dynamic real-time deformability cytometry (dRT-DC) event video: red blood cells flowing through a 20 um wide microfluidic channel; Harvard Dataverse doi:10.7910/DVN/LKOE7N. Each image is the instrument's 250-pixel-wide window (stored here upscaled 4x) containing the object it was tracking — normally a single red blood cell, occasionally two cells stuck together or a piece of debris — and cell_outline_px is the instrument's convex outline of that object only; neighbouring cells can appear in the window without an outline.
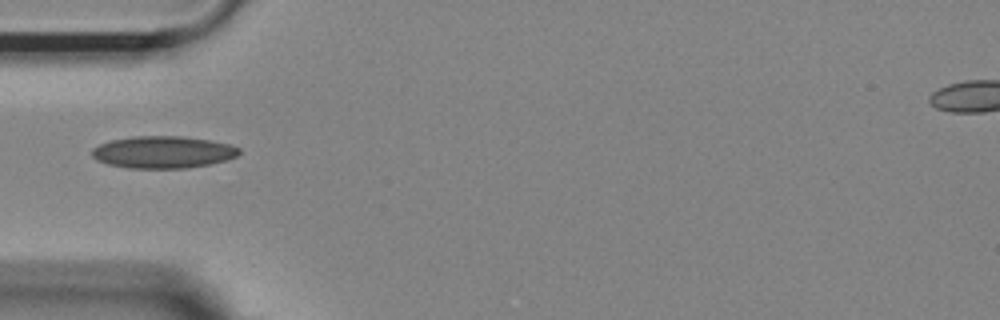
{"species": "Egyptian fruit bat (a non-hibernating species)", "species_latin": "Rousettus aegyptiacus", "temperature_condition": "room temperature", "stored_images_in_passage": 39, "camera_frame_rate_fps": 3000, "um_per_image_px": 0.085, "animal": {"sex": "female"}, "frame": {"image": 1, "passage_image": 1, "time_ms": 0.0, "image_size_px": [1000, 320], "cell_outline_px": [[240, 152], [236, 156], [228, 160], [208, 164], [184, 168], [128, 168], [108, 164], [96, 160], [92, 156], [92, 148], [100, 144], [112, 140], [132, 136], [184, 136], [208, 140], [228, 144], [240, 148]], "centroid_in_image_um": [13.84, 12.93], "position_along_channel_um": 71.2, "area_um2": 27.46}}
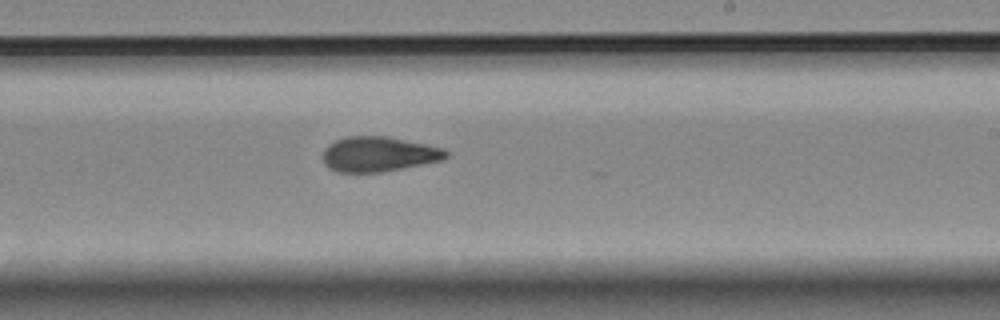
{"frame": {"image": 2, "passage_image": 16, "time_ms": 5.0, "image_size_px": [1000, 320], "cell_outline_px": [[448, 156], [444, 160], [384, 172], [336, 172], [328, 168], [324, 164], [324, 148], [328, 144], [344, 136], [388, 136], [444, 148], [448, 152]], "centroid_in_image_um": [32.19, 13.1], "position_along_channel_um": 256.8, "area_um2": 25.37}}
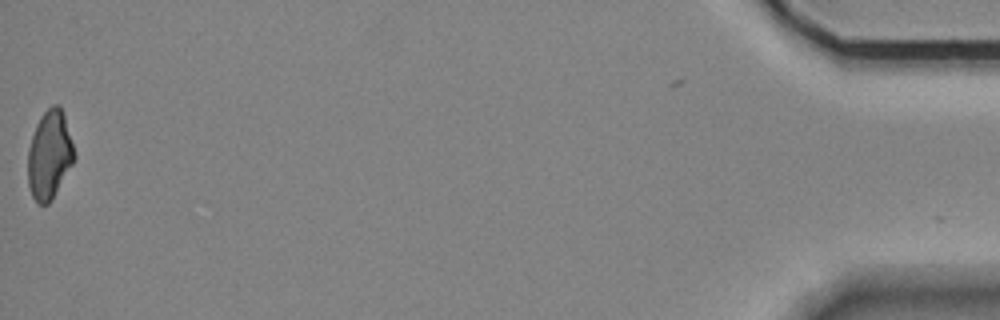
{"frame": {"image": 3, "passage_image": 38, "time_ms": 12.333, "image_size_px": [1000, 320], "cell_outline_px": [[76, 156], [72, 164], [52, 200], [48, 204], [36, 204], [32, 196], [28, 184], [28, 148], [36, 124], [40, 116], [52, 104], [60, 104], [64, 116]], "centroid_in_image_um": [4.19, 13.18], "position_along_channel_um": 431.0, "area_um2": 23.87}}